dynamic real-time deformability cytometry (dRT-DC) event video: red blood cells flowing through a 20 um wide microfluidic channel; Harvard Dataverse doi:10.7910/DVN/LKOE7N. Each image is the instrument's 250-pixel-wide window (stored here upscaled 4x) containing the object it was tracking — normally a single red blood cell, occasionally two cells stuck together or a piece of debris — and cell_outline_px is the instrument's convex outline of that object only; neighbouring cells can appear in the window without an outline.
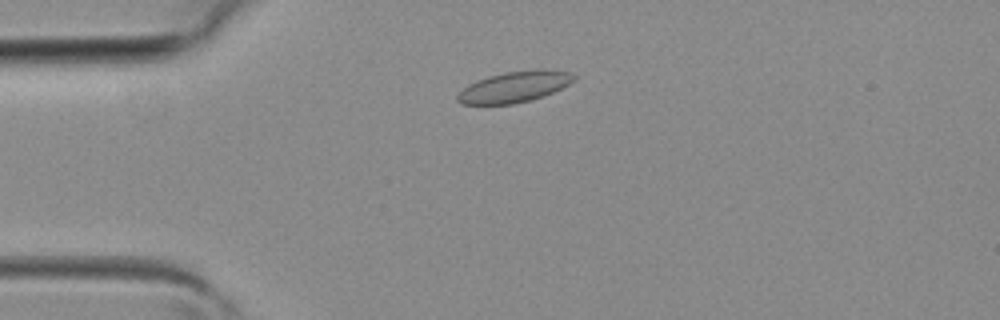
{"species": "common noctule bat (a hibernating species)", "species_latin": "Nyctalus noctula", "temperature_condition": "room temperature", "stored_images_in_passage": 2, "camera_frame_rate_fps": 3000, "um_per_image_px": 0.085, "animal": {"sex": "female", "body_mass_g": 19.3, "forearm_length_mm": 54.1}, "frame": {"image": 1, "passage_image": 2, "time_ms": 0.333, "image_size_px": [1000, 320], "cell_outline_px": [[576, 80], [544, 96], [512, 104], [460, 104], [456, 100], [456, 96], [468, 84], [476, 80], [488, 76], [504, 72], [536, 68], [540, 68], [572, 72], [576, 76]], "centroid_in_image_um": [43.73, 7.36], "position_along_channel_um": 41.3, "area_um2": 21.15}}